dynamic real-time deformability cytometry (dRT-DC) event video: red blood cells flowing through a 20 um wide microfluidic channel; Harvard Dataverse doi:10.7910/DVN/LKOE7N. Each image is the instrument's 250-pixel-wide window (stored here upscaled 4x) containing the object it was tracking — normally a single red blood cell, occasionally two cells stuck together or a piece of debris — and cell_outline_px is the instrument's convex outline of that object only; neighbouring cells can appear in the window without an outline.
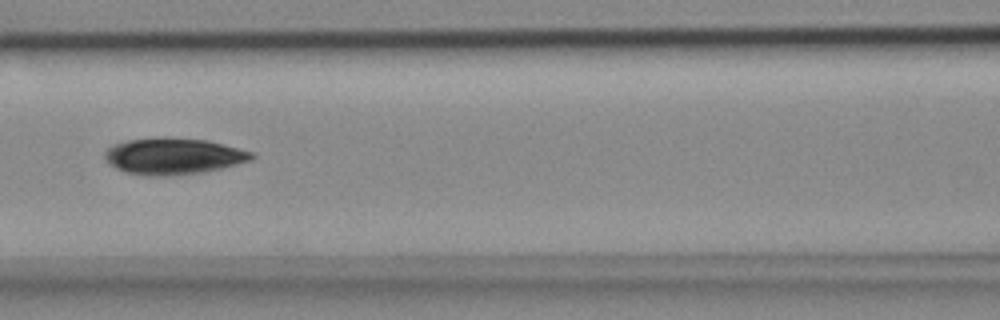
{"species": "common noctule bat (a hibernating species)", "species_latin": "Nyctalus noctula", "temperature_condition": "cold", "stored_images_in_passage": 7, "camera_frame_rate_fps": 3000, "um_per_image_px": 0.085, "animal": {"sex": "female", "body_mass_g": 18.4}, "frame": {"image": 1, "passage_image": 6, "time_ms": 1.667, "image_size_px": [1000, 320], "cell_outline_px": [[256, 156], [252, 160], [204, 172], [168, 176], [148, 176], [124, 172], [108, 164], [104, 160], [104, 152], [112, 144], [128, 140], [164, 136], [208, 140], [252, 152]], "centroid_in_image_um": [14.69, 13.27], "position_along_channel_um": 151.9, "area_um2": 31.5}}
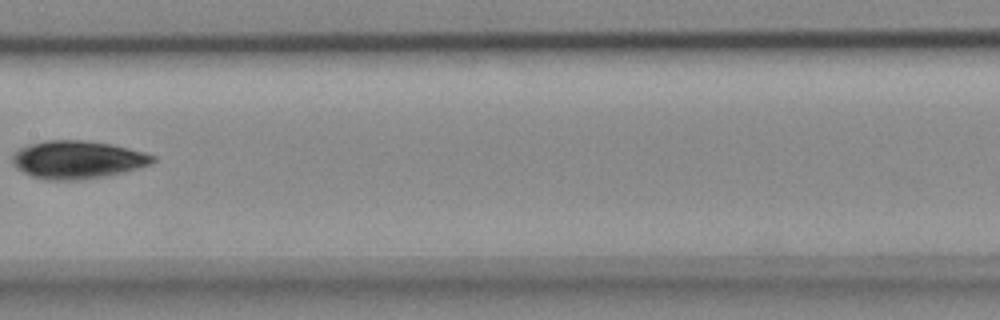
{"frame": {"image": 2, "passage_image": 7, "time_ms": 2.0, "image_size_px": [1000, 320], "cell_outline_px": [[156, 160], [148, 164], [136, 168], [104, 176], [76, 180], [44, 180], [32, 176], [16, 168], [12, 164], [12, 156], [20, 148], [28, 144], [44, 140], [84, 140], [112, 144], [144, 152], [156, 156]], "centroid_in_image_um": [6.54, 13.56], "position_along_channel_um": 200.9, "area_um2": 30.87}}